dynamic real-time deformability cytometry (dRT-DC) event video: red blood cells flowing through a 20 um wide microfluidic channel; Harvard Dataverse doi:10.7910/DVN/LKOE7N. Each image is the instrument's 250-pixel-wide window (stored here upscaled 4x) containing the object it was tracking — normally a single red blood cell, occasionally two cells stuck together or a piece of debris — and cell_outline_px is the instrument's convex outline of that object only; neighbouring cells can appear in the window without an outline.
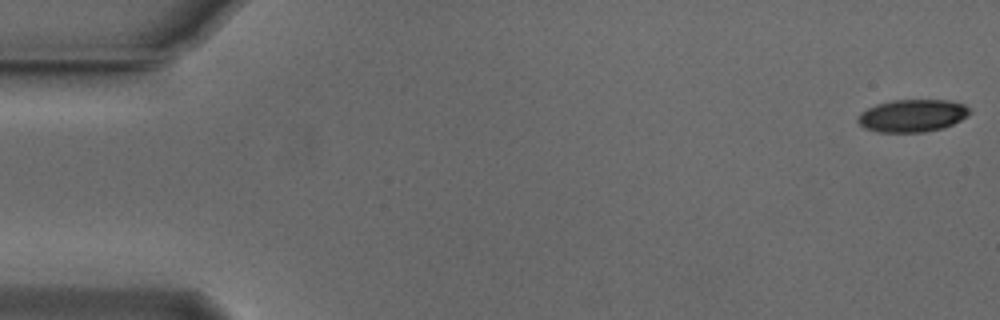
{"species": "Egyptian fruit bat (a non-hibernating species)", "species_latin": "Rousettus aegyptiacus", "temperature_condition": "cold", "stored_images_in_passage": 54, "camera_frame_rate_fps": 3000, "um_per_image_px": 0.085, "animal": {"sex": "male"}, "frame": {"image": 1, "passage_image": 1, "time_ms": 0.0, "image_size_px": [1000, 320], "cell_outline_px": [[972, 112], [968, 116], [944, 128], [924, 132], [876, 132], [864, 128], [856, 120], [860, 112], [876, 104], [892, 100], [948, 100], [964, 104]], "centroid_in_image_um": [77.54, 9.83], "position_along_channel_um": 7.5, "area_um2": 21.33}}
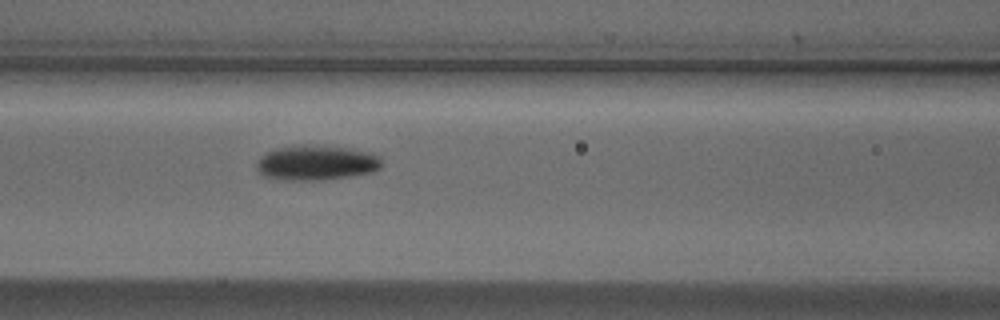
{"frame": {"image": 2, "passage_image": 23, "time_ms": 7.333, "image_size_px": [1000, 320], "cell_outline_px": [[380, 168], [372, 172], [352, 176], [320, 180], [292, 180], [268, 176], [260, 172], [256, 168], [256, 160], [264, 152], [276, 148], [292, 144], [304, 144], [352, 148], [368, 152], [380, 156]], "centroid_in_image_um": [26.87, 13.8], "position_along_channel_um": 139.7, "area_um2": 25.66}}
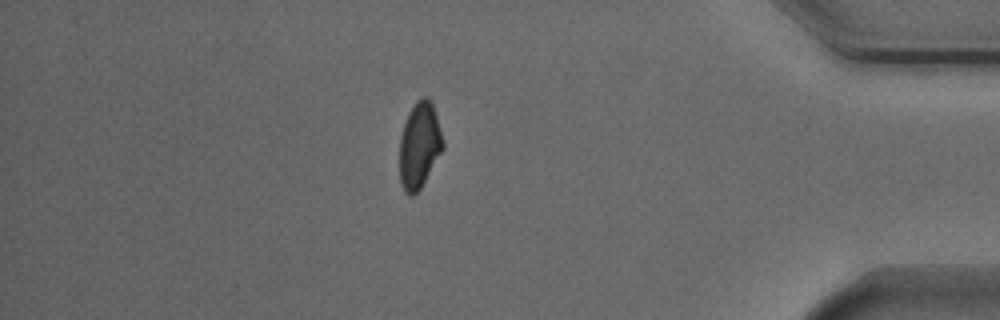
{"frame": {"image": 3, "passage_image": 47, "time_ms": 15.333, "image_size_px": [1000, 320], "cell_outline_px": [[444, 148], [420, 188], [412, 196], [408, 196], [404, 192], [400, 184], [400, 136], [408, 112], [416, 100], [424, 96], [428, 96], [432, 104], [436, 116], [444, 144]], "centroid_in_image_um": [35.63, 12.36], "position_along_channel_um": 399.6, "area_um2": 21.62}, "authors_computed_cell_mechanics": {"area_um2": 22.5998, "velocity_mm_per_s": 3.756, "shape_relaxation_time_tau1_ms": 2.8632, "shape_relaxation_time_tau2_ms": 11.27, "deformation_change_tau1": 0.1152, "deformation_change_tau2": 0.1809}}